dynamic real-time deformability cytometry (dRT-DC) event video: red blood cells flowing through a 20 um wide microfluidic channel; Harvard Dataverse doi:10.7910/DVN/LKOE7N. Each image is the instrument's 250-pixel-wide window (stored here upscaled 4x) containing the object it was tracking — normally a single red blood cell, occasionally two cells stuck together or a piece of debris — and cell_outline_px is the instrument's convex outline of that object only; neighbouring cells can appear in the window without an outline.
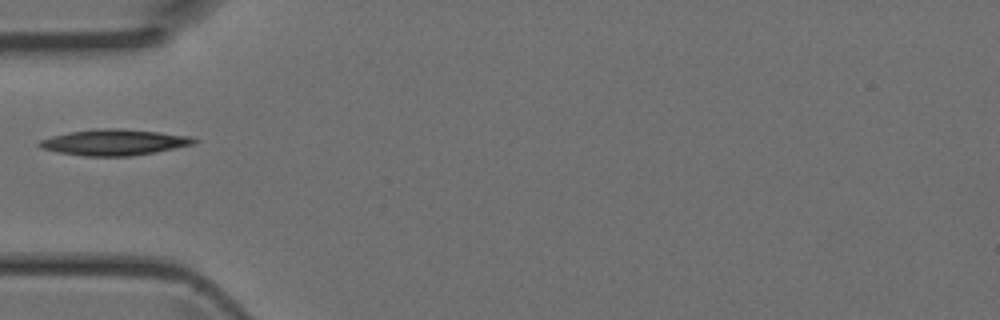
{"species": "Egyptian fruit bat (a non-hibernating species)", "species_latin": "Rousettus aegyptiacus", "temperature_condition": "room temperature", "stored_images_in_passage": 4, "camera_frame_rate_fps": 3000, "um_per_image_px": 0.085, "animal": {"sex": "female"}, "frame": {"image": 1, "passage_image": 4, "time_ms": 1.0, "image_size_px": [1000, 320], "cell_outline_px": [[200, 140], [192, 144], [132, 156], [84, 156], [60, 152], [40, 148], [36, 144], [40, 140], [52, 136], [68, 132], [96, 128], [120, 128], [160, 132], [192, 136]], "centroid_in_image_um": [9.68, 12.08], "position_along_channel_um": 75.3, "area_um2": 23.35}}